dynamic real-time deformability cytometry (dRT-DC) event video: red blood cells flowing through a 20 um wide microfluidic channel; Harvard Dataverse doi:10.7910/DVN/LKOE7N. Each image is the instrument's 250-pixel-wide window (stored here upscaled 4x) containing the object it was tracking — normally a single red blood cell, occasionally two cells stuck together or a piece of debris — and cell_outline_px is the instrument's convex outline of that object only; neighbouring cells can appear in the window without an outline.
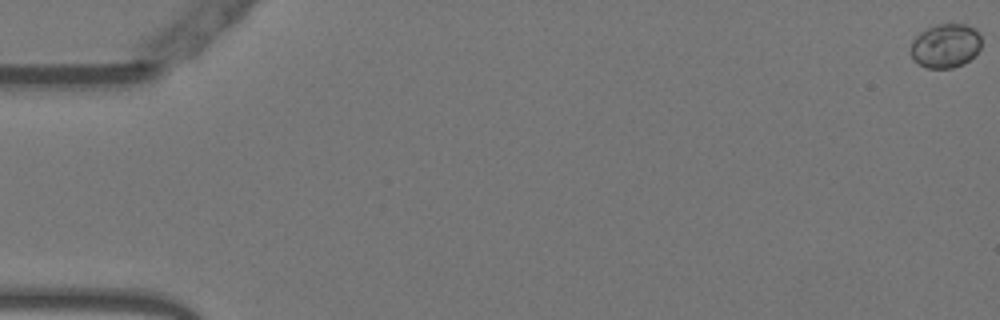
{"species": "Egyptian fruit bat (a non-hibernating species)", "species_latin": "Rousettus aegyptiacus", "temperature_condition": "warm", "stored_images_in_passage": 15, "camera_frame_rate_fps": 3000, "um_per_image_px": 0.085, "animal": {"sex": "female"}, "frame": {"image": 1, "passage_image": 1, "time_ms": 0.0, "image_size_px": [1000, 320], "cell_outline_px": [[980, 48], [964, 64], [952, 68], [928, 68], [912, 60], [912, 40], [920, 32], [936, 24], [968, 24], [976, 28], [980, 36]], "centroid_in_image_um": [80.37, 3.88], "position_along_channel_um": 4.6, "area_um2": 18.09}}
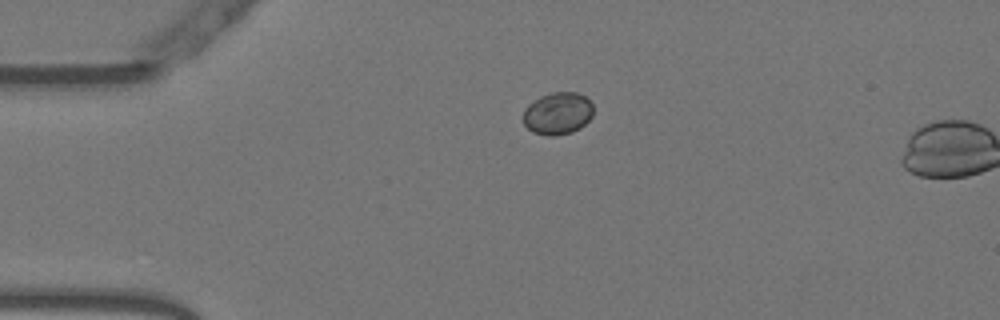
{"frame": {"image": 2, "passage_image": 14, "time_ms": 4.333, "image_size_px": [1000, 320], "cell_outline_px": [[592, 116], [580, 128], [572, 132], [556, 136], [548, 136], [532, 132], [524, 124], [524, 108], [528, 104], [540, 96], [552, 92], [576, 92], [584, 96], [592, 104]], "centroid_in_image_um": [47.39, 9.64], "position_along_channel_um": 37.6, "area_um2": 17.28}}